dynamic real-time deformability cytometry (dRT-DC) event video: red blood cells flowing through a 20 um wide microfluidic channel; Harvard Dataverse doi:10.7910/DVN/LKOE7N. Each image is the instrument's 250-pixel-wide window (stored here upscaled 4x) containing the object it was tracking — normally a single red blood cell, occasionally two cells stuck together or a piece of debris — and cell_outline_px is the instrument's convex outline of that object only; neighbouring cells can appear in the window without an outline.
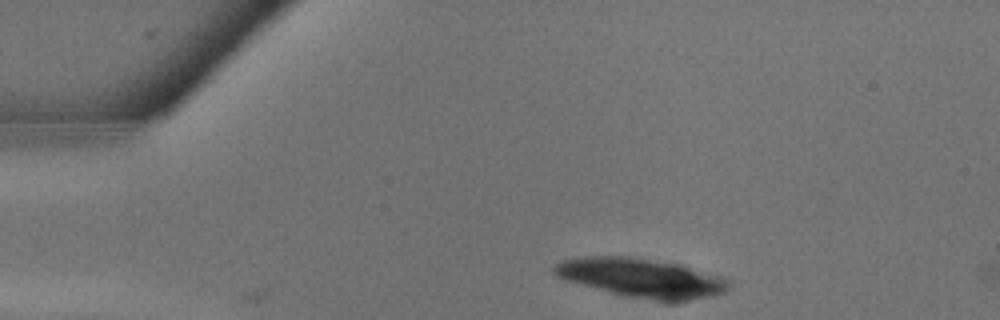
{"species": "common noctule bat (a hibernating species)", "species_latin": "Nyctalus noctula", "temperature_condition": "warm", "stored_images_in_passage": 2, "camera_frame_rate_fps": 3000, "um_per_image_px": 0.085, "animal": {"sex": "male", "body_mass_g": 13.3}, "frame": {"image": 1, "passage_image": 1, "time_ms": 0.0, "image_size_px": [1000, 320], "cell_outline_px": [[732, 284], [724, 292], [712, 296], [692, 300], [652, 300], [624, 296], [568, 280], [556, 276], [552, 272], [552, 268], [556, 264], [564, 260], [584, 256], [628, 256], [684, 264], [720, 276], [728, 280]], "centroid_in_image_um": [54.56, 23.6], "position_along_channel_um": 30.4, "area_um2": 39.59}}